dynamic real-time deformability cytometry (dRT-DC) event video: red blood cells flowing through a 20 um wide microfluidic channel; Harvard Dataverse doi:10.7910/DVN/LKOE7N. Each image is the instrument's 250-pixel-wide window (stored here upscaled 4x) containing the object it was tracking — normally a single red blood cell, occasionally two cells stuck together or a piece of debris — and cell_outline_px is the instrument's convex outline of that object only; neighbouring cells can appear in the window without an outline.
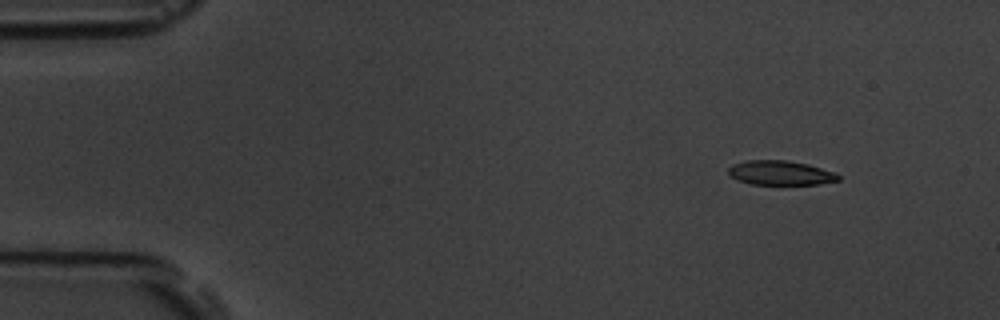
{"species": "common noctule bat (a hibernating species)", "species_latin": "Nyctalus noctula", "temperature_condition": "room temperature", "stored_images_in_passage": 5, "camera_frame_rate_fps": 3000, "um_per_image_px": 0.085, "animal": {"sex": "male", "body_mass_g": 19.5, "forearm_length_mm": 54.6}, "frame": {"image": 1, "passage_image": 2, "time_ms": 1.333, "image_size_px": [1000, 320], "cell_outline_px": [[840, 180], [820, 184], [752, 184], [736, 180], [728, 176], [728, 168], [732, 164], [748, 160], [788, 160], [808, 164], [836, 172], [840, 176]], "centroid_in_image_um": [66.33, 14.69], "position_along_channel_um": 18.7, "area_um2": 15.84}}